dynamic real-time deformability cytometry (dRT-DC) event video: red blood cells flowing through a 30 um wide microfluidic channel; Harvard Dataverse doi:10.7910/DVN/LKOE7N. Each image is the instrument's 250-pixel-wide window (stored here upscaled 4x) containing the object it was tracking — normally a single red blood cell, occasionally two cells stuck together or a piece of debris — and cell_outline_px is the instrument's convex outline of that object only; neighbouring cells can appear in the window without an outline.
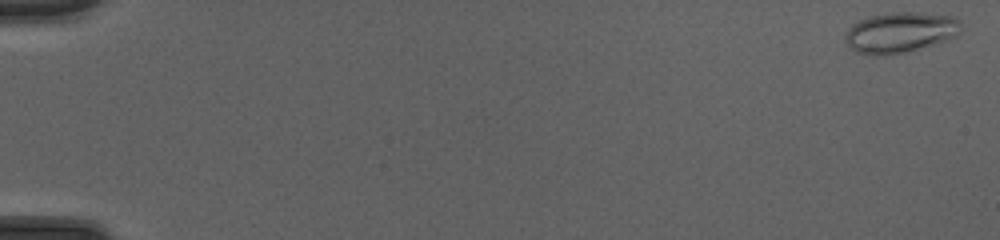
{"species": "common noctule bat (a hibernating species)", "species_latin": "Nyctalus noctula", "temperature_condition": "cold", "stored_images_in_passage": 51, "camera_frame_rate_fps": 3000, "um_per_image_px": 0.085, "animal": {"sex": "female", "body_mass_g": 20.0, "forearm_length_mm": 54.0}, "frame": {"image": 1, "passage_image": 2, "time_ms": 0.333, "image_size_px": [1000, 240], "cell_outline_px": [[960, 32], [956, 36], [948, 40], [904, 52], [884, 56], [876, 56], [856, 52], [844, 40], [844, 36], [848, 28], [852, 24], [868, 16], [892, 12], [920, 12], [956, 16], [960, 20]], "centroid_in_image_um": [76.52, 2.74], "position_along_channel_um": 8.5, "area_um2": 27.63}}
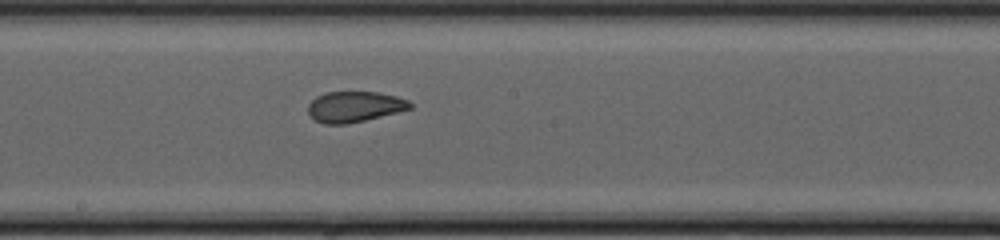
{"frame": {"image": 2, "passage_image": 30, "time_ms": 9.667, "image_size_px": [1000, 240], "cell_outline_px": [[412, 108], [348, 124], [324, 124], [316, 120], [308, 112], [308, 104], [316, 96], [324, 92], [380, 92], [396, 96], [408, 100], [412, 104]], "centroid_in_image_um": [30.12, 9.06], "position_along_channel_um": 218.1, "area_um2": 18.15}}
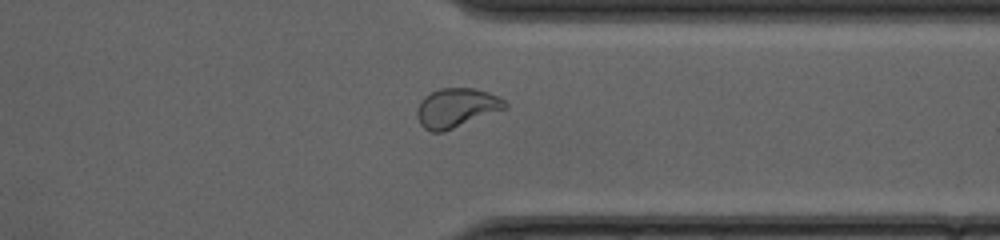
{"frame": {"image": 3, "passage_image": 41, "time_ms": 13.333, "image_size_px": [1000, 240], "cell_outline_px": [[508, 108], [444, 132], [432, 132], [424, 128], [420, 124], [416, 116], [416, 108], [420, 100], [424, 96], [440, 88], [472, 88], [488, 92], [504, 100], [508, 104]], "centroid_in_image_um": [38.77, 9.18], "position_along_channel_um": 372.6, "area_um2": 20.29}, "authors_computed_cell_mechanics": {"area_um2": 20.808, "velocity_mm_per_s": 4.225, "shape_relaxation_time_tau1_ms": null, "shape_relaxation_time_tau2_ms": 0.9288, "deformation_change_tau1": null, "deformation_change_tau2": 0.0564}}